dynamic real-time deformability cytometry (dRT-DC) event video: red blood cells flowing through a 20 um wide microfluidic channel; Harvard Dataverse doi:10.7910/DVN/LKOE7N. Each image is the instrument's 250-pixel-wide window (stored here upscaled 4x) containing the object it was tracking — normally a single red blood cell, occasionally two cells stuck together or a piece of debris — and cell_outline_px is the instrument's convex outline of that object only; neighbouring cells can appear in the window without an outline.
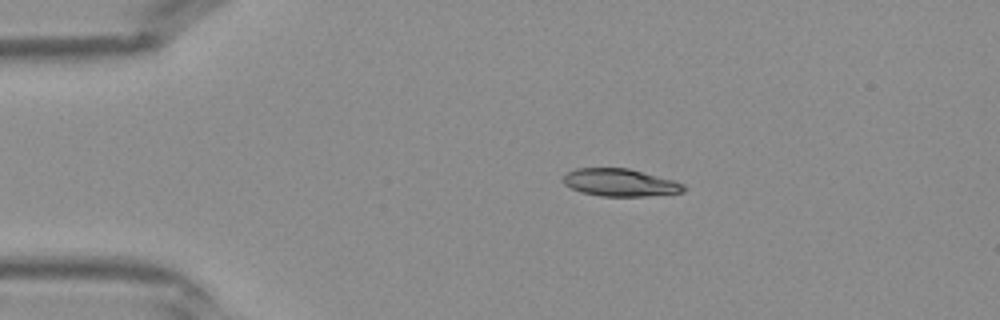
{"species": "Egyptian fruit bat (a non-hibernating species)", "species_latin": "Rousettus aegyptiacus", "temperature_condition": "warm", "stored_images_in_passage": 34, "camera_frame_rate_fps": 3000, "um_per_image_px": 0.085, "frame": {"image": 1, "passage_image": 1, "time_ms": 0.0, "image_size_px": [1000, 320], "cell_outline_px": [[688, 188], [684, 192], [644, 196], [600, 196], [580, 192], [564, 184], [560, 180], [568, 172], [576, 168], [628, 168], [672, 180], [684, 184]], "centroid_in_image_um": [52.69, 15.52], "position_along_channel_um": 32.3, "area_um2": 19.31}}
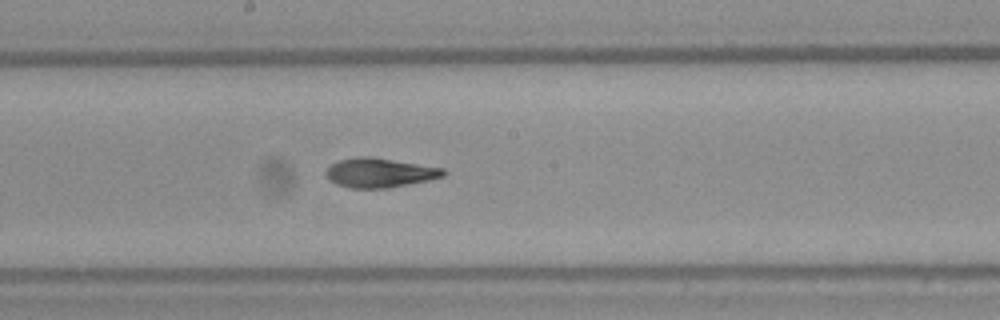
{"frame": {"image": 2, "passage_image": 15, "time_ms": 4.667, "image_size_px": [1000, 320], "cell_outline_px": [[448, 172], [444, 176], [428, 180], [388, 188], [352, 188], [336, 184], [328, 176], [328, 168], [332, 164], [340, 160], [360, 156], [368, 156], [444, 168]], "centroid_in_image_um": [32.33, 14.68], "position_along_channel_um": 215.9, "area_um2": 19.71}}
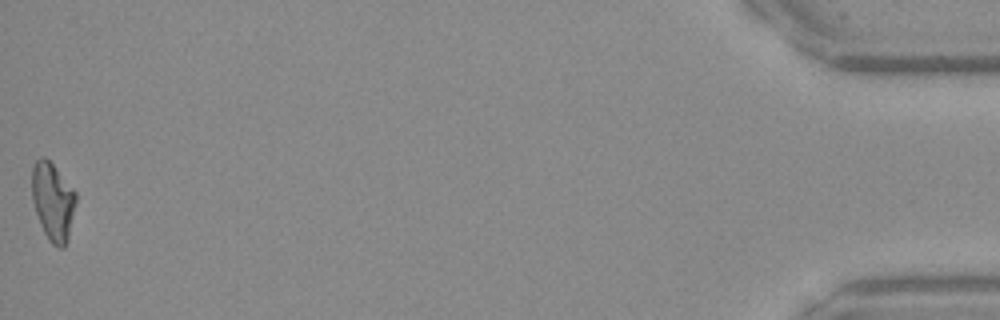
{"frame": {"image": 3, "passage_image": 34, "time_ms": 11.0, "image_size_px": [1000, 320], "cell_outline_px": [[76, 204], [68, 240], [64, 248], [56, 248], [48, 240], [40, 224], [32, 200], [32, 168], [36, 160], [40, 156], [44, 156], [52, 164], [76, 192]], "centroid_in_image_um": [4.5, 17.16], "position_along_channel_um": 430.7, "area_um2": 20.06}}